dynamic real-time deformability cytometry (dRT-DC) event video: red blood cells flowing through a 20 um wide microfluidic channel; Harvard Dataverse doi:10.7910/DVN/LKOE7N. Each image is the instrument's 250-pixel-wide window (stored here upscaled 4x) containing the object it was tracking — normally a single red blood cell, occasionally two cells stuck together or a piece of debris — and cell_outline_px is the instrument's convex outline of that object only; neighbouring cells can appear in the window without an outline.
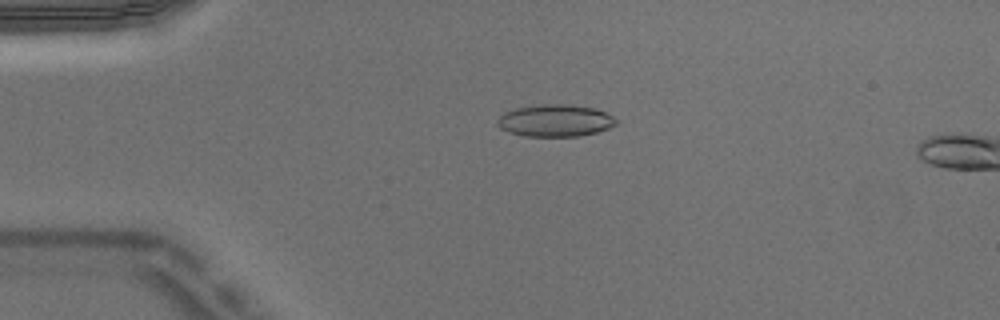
{"species": "Egyptian fruit bat (a non-hibernating species)", "species_latin": "Rousettus aegyptiacus", "temperature_condition": "warm", "stored_images_in_passage": 4, "camera_frame_rate_fps": 3000, "um_per_image_px": 0.085, "animal": {"sex": "male"}, "frame": {"image": 1, "passage_image": 3, "time_ms": 0.667, "image_size_px": [1000, 320], "cell_outline_px": [[620, 124], [596, 132], [580, 136], [524, 136], [508, 132], [500, 128], [496, 124], [496, 120], [504, 112], [516, 108], [544, 104], [572, 104], [596, 108], [620, 120]], "centroid_in_image_um": [47.22, 10.25], "position_along_channel_um": 37.8, "area_um2": 22.48}}